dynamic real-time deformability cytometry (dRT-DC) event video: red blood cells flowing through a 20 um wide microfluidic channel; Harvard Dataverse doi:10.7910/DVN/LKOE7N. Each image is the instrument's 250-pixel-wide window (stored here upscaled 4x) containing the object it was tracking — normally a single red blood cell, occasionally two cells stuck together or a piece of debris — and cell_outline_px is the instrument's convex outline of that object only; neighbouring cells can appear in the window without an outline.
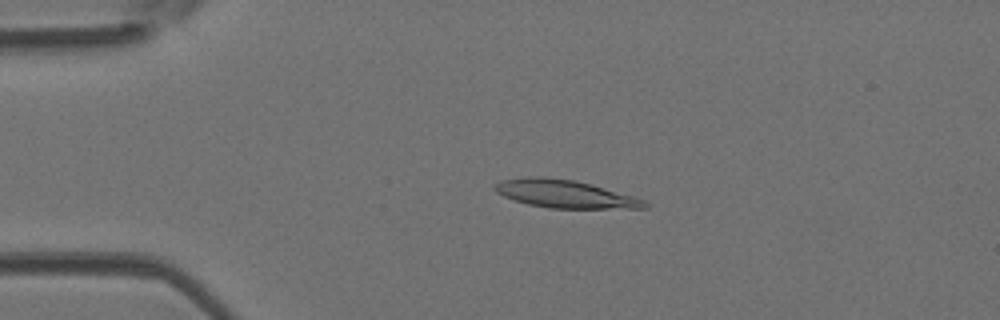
{"species": "Egyptian fruit bat (a non-hibernating species)", "species_latin": "Rousettus aegyptiacus", "temperature_condition": "room temperature", "stored_images_in_passage": 49, "camera_frame_rate_fps": 3000, "um_per_image_px": 0.085, "animal": {"sex": "female"}, "frame": {"image": 1, "passage_image": 10, "time_ms": 3.0, "image_size_px": [1000, 320], "cell_outline_px": [[648, 208], [548, 208], [528, 204], [504, 196], [496, 192], [492, 188], [492, 184], [500, 180], [528, 176], [540, 176], [576, 180], [592, 184], [632, 196], [644, 200], [648, 204]], "centroid_in_image_um": [47.96, 16.47], "position_along_channel_um": 37.0, "area_um2": 24.39}}
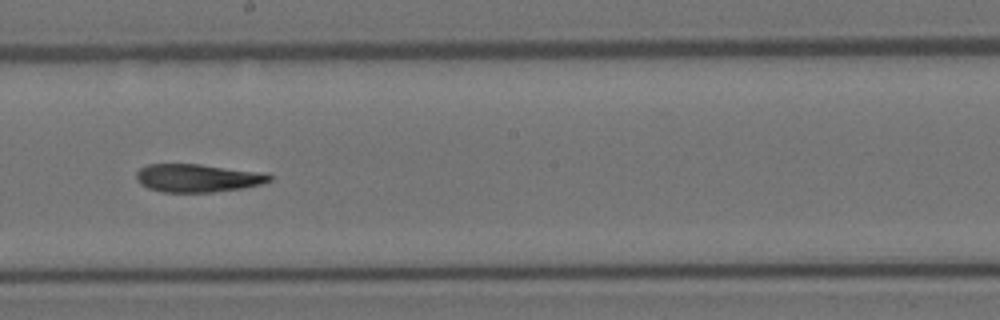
{"frame": {"image": 2, "passage_image": 27, "time_ms": 8.667, "image_size_px": [1000, 320], "cell_outline_px": [[272, 180], [260, 184], [240, 188], [212, 192], [160, 192], [148, 188], [140, 184], [136, 180], [136, 172], [140, 168], [148, 164], [200, 164], [264, 172], [272, 176]], "centroid_in_image_um": [16.77, 15.12], "position_along_channel_um": 231.4, "area_um2": 21.85}}
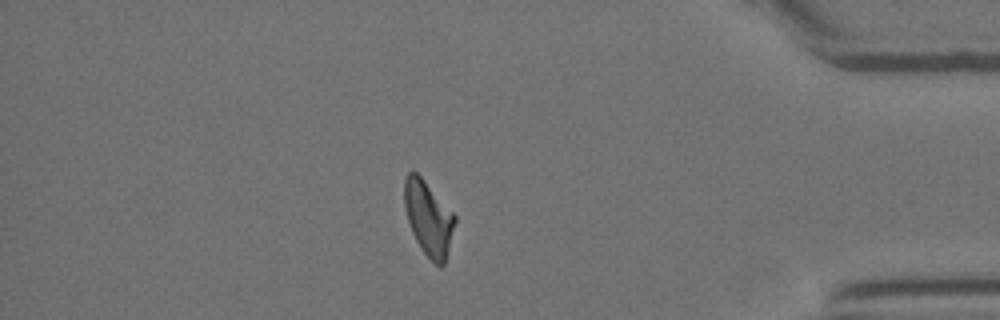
{"frame": {"image": 3, "passage_image": 42, "time_ms": 13.667, "image_size_px": [1000, 320], "cell_outline_px": [[456, 220], [444, 264], [440, 268], [420, 248], [412, 232], [404, 208], [404, 180], [408, 172], [416, 172], [424, 180], [456, 216]], "centroid_in_image_um": [36.4, 18.54], "position_along_channel_um": 398.8, "area_um2": 21.56}, "authors_computed_cell_mechanics": {"area_um2": 22.7154, "velocity_mm_per_s": 4.0604, "shape_relaxation_time_tau1_ms": null, "shape_relaxation_time_tau2_ms": 2.9819, "deformation_change_tau1": null, "deformation_change_tau2": 0.1145}}